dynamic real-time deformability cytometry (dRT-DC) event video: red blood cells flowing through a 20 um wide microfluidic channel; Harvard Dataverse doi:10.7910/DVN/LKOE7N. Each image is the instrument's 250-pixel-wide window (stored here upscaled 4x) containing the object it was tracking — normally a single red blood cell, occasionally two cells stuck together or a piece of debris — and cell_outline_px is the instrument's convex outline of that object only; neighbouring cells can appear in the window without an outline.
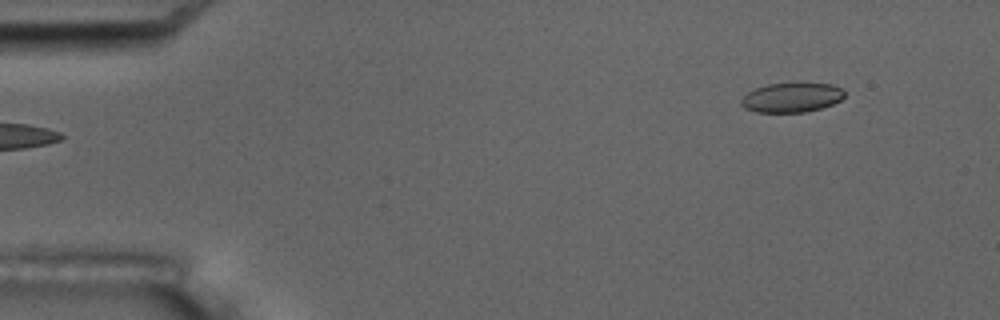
{"species": "common noctule bat (a hibernating species)", "species_latin": "Nyctalus noctula", "temperature_condition": "room temperature", "stored_images_in_passage": 6, "camera_frame_rate_fps": 3000, "um_per_image_px": 0.085, "animal": {"sex": "male", "body_mass_g": 17.5, "forearm_length_mm": 52.3}, "frame": {"image": 1, "passage_image": 6, "time_ms": 6.667, "image_size_px": [1000, 320], "cell_outline_px": [[844, 96], [840, 100], [832, 104], [820, 108], [804, 112], [756, 112], [744, 108], [740, 104], [740, 100], [748, 92], [756, 88], [768, 84], [792, 80], [800, 80], [832, 84], [840, 88], [844, 92]], "centroid_in_image_um": [67.29, 8.23], "position_along_channel_um": 17.7, "area_um2": 18.5}}